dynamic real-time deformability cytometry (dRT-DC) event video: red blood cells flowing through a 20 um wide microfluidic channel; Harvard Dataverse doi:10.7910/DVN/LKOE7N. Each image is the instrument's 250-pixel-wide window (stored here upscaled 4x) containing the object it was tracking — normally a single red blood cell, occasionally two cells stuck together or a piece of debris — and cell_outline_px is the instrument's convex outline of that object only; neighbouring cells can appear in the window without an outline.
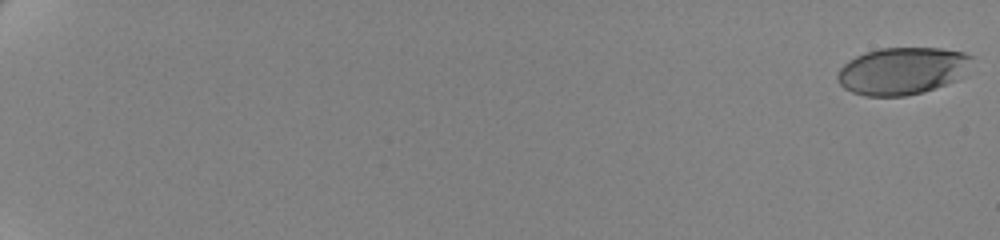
{"species": "human", "species_latin": "Homo sapiens", "temperature_condition": "cold", "stored_images_in_passage": 21, "camera_frame_rate_fps": 3000, "um_per_image_px": 0.085, "donor": {"sex": "female"}, "frame": {"image": 1, "passage_image": 1, "time_ms": 0.0, "image_size_px": [1000, 240], "cell_outline_px": [[972, 56], [956, 80], [920, 92], [904, 96], [868, 96], [852, 92], [844, 88], [840, 84], [836, 76], [840, 68], [848, 60], [864, 52], [880, 48], [940, 48], [964, 52]], "centroid_in_image_um": [76.6, 6.01], "position_along_channel_um": 8.4, "area_um2": 36.3}}
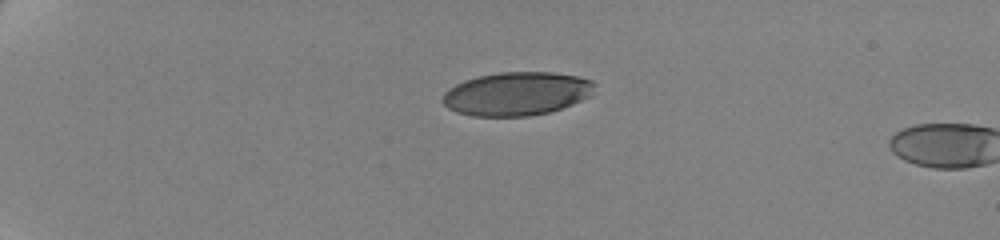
{"frame": {"image": 2, "passage_image": 18, "time_ms": 5.667, "image_size_px": [1000, 240], "cell_outline_px": [[596, 84], [592, 96], [572, 104], [548, 112], [528, 116], [472, 116], [456, 112], [448, 108], [440, 100], [444, 92], [448, 88], [464, 80], [480, 76], [500, 72], [552, 72], [580, 76], [592, 80]], "centroid_in_image_um": [43.93, 7.96], "position_along_channel_um": 41.1, "area_um2": 38.78}}